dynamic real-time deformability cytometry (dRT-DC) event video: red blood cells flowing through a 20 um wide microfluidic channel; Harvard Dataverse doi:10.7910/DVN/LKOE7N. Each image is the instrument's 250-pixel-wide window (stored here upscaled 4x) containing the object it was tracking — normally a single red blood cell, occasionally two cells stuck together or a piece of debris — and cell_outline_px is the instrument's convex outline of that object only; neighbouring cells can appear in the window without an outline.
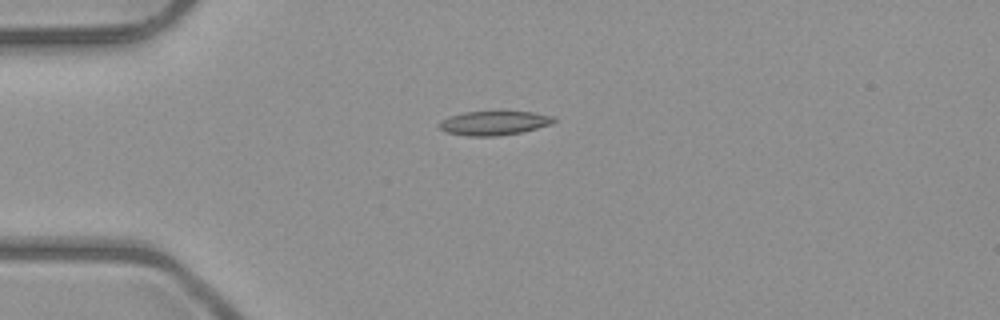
{"species": "common noctule bat (a hibernating species)", "species_latin": "Nyctalus noctula", "temperature_condition": "room temperature", "stored_images_in_passage": 6, "camera_frame_rate_fps": 3000, "um_per_image_px": 0.085, "animal": {"sex": "male", "body_mass_g": 23.1, "forearm_length_mm": 52.7}, "frame": {"image": 1, "passage_image": 4, "time_ms": 3.333, "image_size_px": [1000, 320], "cell_outline_px": [[556, 120], [552, 124], [520, 132], [496, 136], [468, 136], [444, 132], [440, 128], [440, 124], [444, 120], [452, 116], [464, 112], [532, 112], [552, 116]], "centroid_in_image_um": [42.01, 10.47], "position_along_channel_um": 43.0, "area_um2": 15.72}}
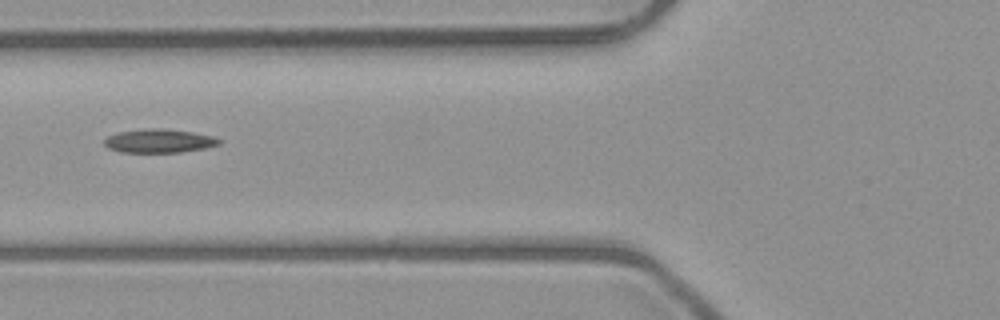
{"frame": {"image": 2, "passage_image": 6, "time_ms": 5.667, "image_size_px": [1000, 320], "cell_outline_px": [[220, 144], [204, 148], [180, 152], [120, 152], [108, 148], [104, 144], [104, 140], [108, 136], [120, 132], [148, 128], [164, 128], [192, 132], [212, 136], [220, 140]], "centroid_in_image_um": [13.5, 11.97], "position_along_channel_um": 112.3, "area_um2": 15.66}}